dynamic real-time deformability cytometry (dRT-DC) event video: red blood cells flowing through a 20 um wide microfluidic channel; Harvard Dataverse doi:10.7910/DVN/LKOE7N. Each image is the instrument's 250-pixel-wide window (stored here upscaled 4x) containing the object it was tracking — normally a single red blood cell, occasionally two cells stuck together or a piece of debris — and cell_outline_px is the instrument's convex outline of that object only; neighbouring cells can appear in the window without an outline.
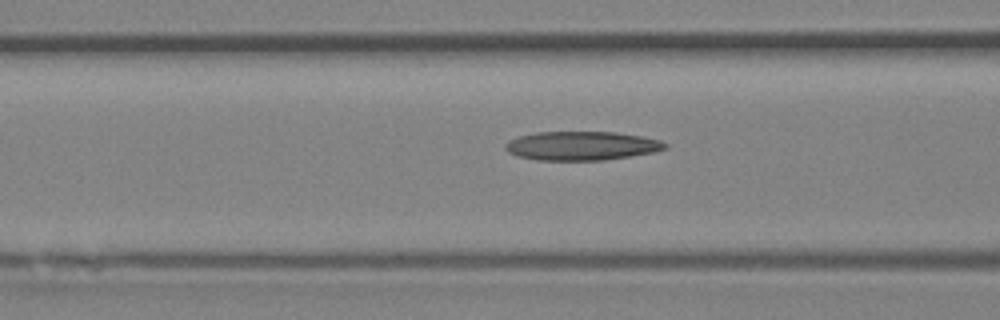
{"species": "Egyptian fruit bat (a non-hibernating species)", "species_latin": "Rousettus aegyptiacus", "temperature_condition": "room temperature", "stored_images_in_passage": 13, "camera_frame_rate_fps": 3000, "um_per_image_px": 0.085, "animal": {"sex": "female"}, "frame": {"image": 1, "passage_image": 11, "time_ms": 3.333, "image_size_px": [1000, 320], "cell_outline_px": [[668, 148], [652, 152], [604, 160], [536, 160], [516, 156], [508, 152], [504, 148], [504, 144], [508, 140], [520, 136], [536, 132], [616, 132], [640, 136], [660, 140], [668, 144]], "centroid_in_image_um": [49.4, 12.39], "position_along_channel_um": 117.2, "area_um2": 26.88}}